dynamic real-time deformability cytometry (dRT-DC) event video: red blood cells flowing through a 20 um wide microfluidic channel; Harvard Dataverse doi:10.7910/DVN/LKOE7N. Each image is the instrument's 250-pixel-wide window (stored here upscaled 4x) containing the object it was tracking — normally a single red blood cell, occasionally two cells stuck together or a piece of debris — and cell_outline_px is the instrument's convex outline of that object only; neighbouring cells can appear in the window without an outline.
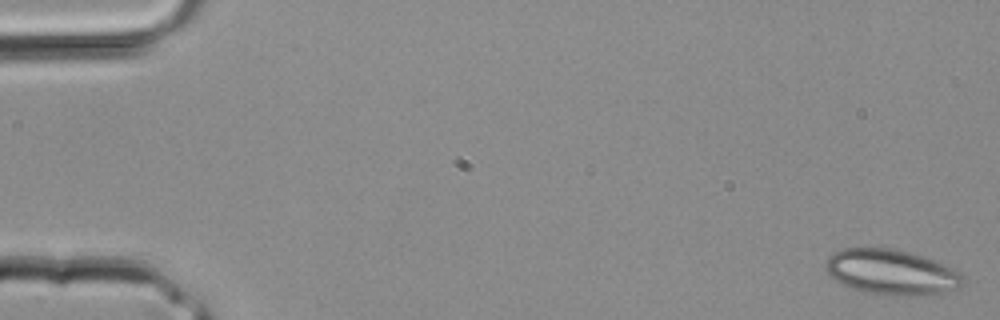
{"species": "common noctule bat (a hibernating species)", "species_latin": "Nyctalus noctula", "temperature_condition": "room temperature", "stored_images_in_passage": 5, "camera_frame_rate_fps": 3000, "um_per_image_px": 0.085, "animal": {"sex": "male", "body_mass_g": 20.4}, "frame": {"image": 1, "passage_image": 1, "time_ms": 0.0, "image_size_px": [1000, 320], "cell_outline_px": [[968, 280], [960, 288], [940, 292], [912, 296], [884, 296], [864, 292], [848, 288], [836, 280], [824, 268], [828, 256], [844, 248], [888, 248], [908, 252], [924, 256], [936, 260], [964, 276]], "centroid_in_image_um": [75.77, 23.15], "position_along_channel_um": 9.2, "area_um2": 36.41}}
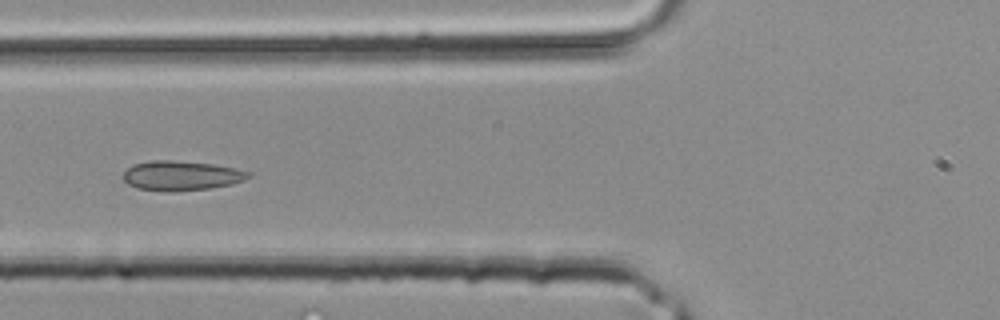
{"frame": {"image": 2, "passage_image": 5, "time_ms": 1.333, "image_size_px": [1000, 320], "cell_outline_px": [[252, 176], [244, 180], [232, 184], [208, 188], [168, 192], [136, 188], [128, 184], [120, 176], [132, 164], [152, 160], [172, 160], [212, 164], [252, 172]], "centroid_in_image_um": [15.37, 14.93], "position_along_channel_um": 110.4, "area_um2": 21.68}}